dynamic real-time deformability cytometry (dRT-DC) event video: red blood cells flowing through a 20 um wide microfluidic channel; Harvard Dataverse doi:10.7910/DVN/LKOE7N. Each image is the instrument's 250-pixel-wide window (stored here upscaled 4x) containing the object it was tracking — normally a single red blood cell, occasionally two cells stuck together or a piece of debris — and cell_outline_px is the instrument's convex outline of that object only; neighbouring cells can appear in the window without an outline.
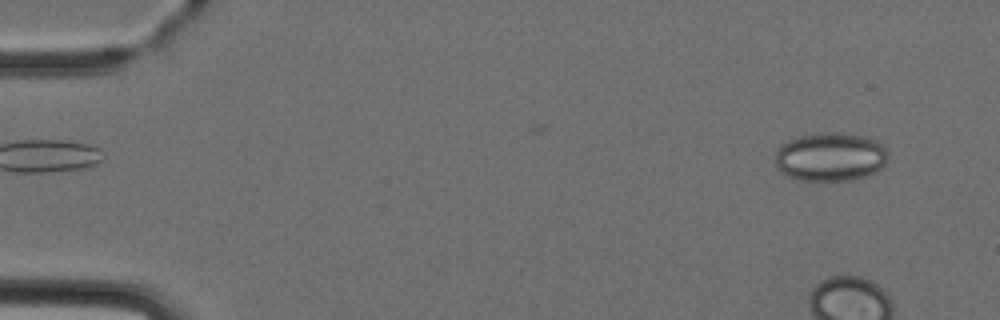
{"species": "Egyptian fruit bat (a non-hibernating species)", "species_latin": "Rousettus aegyptiacus", "temperature_condition": "cold", "stored_images_in_passage": 4, "camera_frame_rate_fps": 3000, "um_per_image_px": 0.085, "animal": {"sex": "female"}, "frame": {"image": 1, "passage_image": 4, "time_ms": 3.667, "image_size_px": [1000, 320], "cell_outline_px": [[888, 156], [884, 164], [876, 172], [852, 180], [800, 180], [788, 176], [776, 164], [776, 152], [788, 140], [800, 136], [828, 132], [840, 132], [864, 136], [880, 140], [884, 144], [888, 152]], "centroid_in_image_um": [70.66, 13.31], "position_along_channel_um": 14.3, "area_um2": 31.91}}